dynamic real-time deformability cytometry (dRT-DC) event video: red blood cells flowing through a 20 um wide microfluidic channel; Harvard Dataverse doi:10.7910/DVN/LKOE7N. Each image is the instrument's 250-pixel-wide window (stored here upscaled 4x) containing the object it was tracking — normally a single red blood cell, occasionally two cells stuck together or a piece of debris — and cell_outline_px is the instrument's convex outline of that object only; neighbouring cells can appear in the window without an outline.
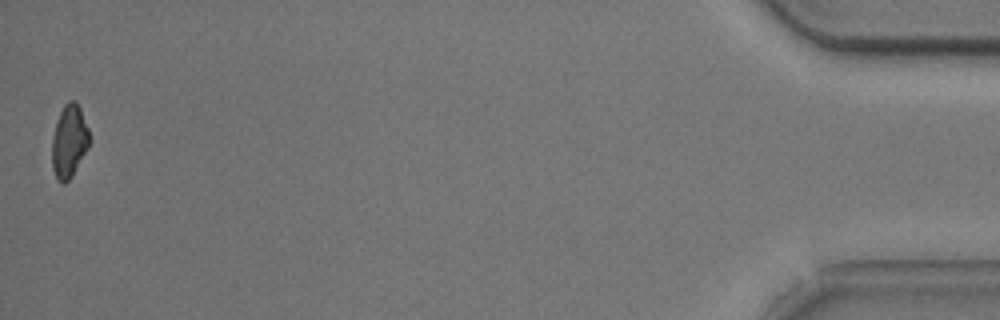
{"species": "common noctule bat (a hibernating species)", "species_latin": "Nyctalus noctula", "temperature_condition": "cold", "stored_images_in_passage": 38, "camera_frame_rate_fps": 3000, "um_per_image_px": 0.085, "animal": {"sex": "male", "body_mass_g": 20.5, "forearm_length_mm": 52.5}, "frame": {"image": 1, "passage_image": 38, "time_ms": 12.333, "image_size_px": [1000, 320], "cell_outline_px": [[92, 140], [88, 148], [72, 176], [64, 184], [56, 180], [52, 168], [52, 140], [56, 124], [60, 112], [64, 104], [68, 100], [76, 100], [80, 108], [88, 128]], "centroid_in_image_um": [5.89, 12.01], "position_along_channel_um": 429.3, "area_um2": 16.07}, "authors_computed_cell_mechanics": {"area_um2": 17.5423, "velocity_mm_per_s": 3.7343, "shape_relaxation_time_tau1_ms": 3.5864, "shape_relaxation_time_tau2_ms": null, "deformation_change_tau1": 0.1193, "deformation_change_tau2": null}}